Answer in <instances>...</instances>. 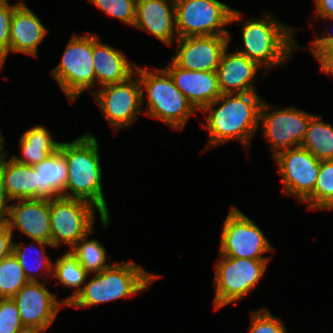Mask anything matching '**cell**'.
Listing matches in <instances>:
<instances>
[{
    "mask_svg": "<svg viewBox=\"0 0 333 333\" xmlns=\"http://www.w3.org/2000/svg\"><path fill=\"white\" fill-rule=\"evenodd\" d=\"M60 152L68 165L67 198L88 201L97 208L103 228L107 227L110 215L107 210L101 185L102 169L98 142L90 133L70 143H60Z\"/></svg>",
    "mask_w": 333,
    "mask_h": 333,
    "instance_id": "6da1fadb",
    "label": "cell"
},
{
    "mask_svg": "<svg viewBox=\"0 0 333 333\" xmlns=\"http://www.w3.org/2000/svg\"><path fill=\"white\" fill-rule=\"evenodd\" d=\"M222 94L201 111L211 113L206 118L205 128L209 131V145L217 146L229 140H239L244 145L259 127L260 106L263 100L255 92ZM222 101L216 110L212 107Z\"/></svg>",
    "mask_w": 333,
    "mask_h": 333,
    "instance_id": "7a4b0ae2",
    "label": "cell"
},
{
    "mask_svg": "<svg viewBox=\"0 0 333 333\" xmlns=\"http://www.w3.org/2000/svg\"><path fill=\"white\" fill-rule=\"evenodd\" d=\"M158 278L133 262H124L95 273L93 279L64 299L65 306L87 307L142 292Z\"/></svg>",
    "mask_w": 333,
    "mask_h": 333,
    "instance_id": "3957f363",
    "label": "cell"
},
{
    "mask_svg": "<svg viewBox=\"0 0 333 333\" xmlns=\"http://www.w3.org/2000/svg\"><path fill=\"white\" fill-rule=\"evenodd\" d=\"M242 31L245 49L238 52L260 67L282 64L295 49L296 44L292 38L294 30L274 21L270 16L245 23Z\"/></svg>",
    "mask_w": 333,
    "mask_h": 333,
    "instance_id": "277c9868",
    "label": "cell"
},
{
    "mask_svg": "<svg viewBox=\"0 0 333 333\" xmlns=\"http://www.w3.org/2000/svg\"><path fill=\"white\" fill-rule=\"evenodd\" d=\"M135 68L141 87L146 88L148 93V116L161 120L174 129L182 128L197 110L175 86L169 73L165 69L156 68L153 73L137 66Z\"/></svg>",
    "mask_w": 333,
    "mask_h": 333,
    "instance_id": "5b68a950",
    "label": "cell"
},
{
    "mask_svg": "<svg viewBox=\"0 0 333 333\" xmlns=\"http://www.w3.org/2000/svg\"><path fill=\"white\" fill-rule=\"evenodd\" d=\"M241 18L239 11L218 0H178L175 3L177 37L230 35L222 28Z\"/></svg>",
    "mask_w": 333,
    "mask_h": 333,
    "instance_id": "8992f818",
    "label": "cell"
},
{
    "mask_svg": "<svg viewBox=\"0 0 333 333\" xmlns=\"http://www.w3.org/2000/svg\"><path fill=\"white\" fill-rule=\"evenodd\" d=\"M216 264L215 309L248 295L263 276L268 260H255L220 255Z\"/></svg>",
    "mask_w": 333,
    "mask_h": 333,
    "instance_id": "52a82bcc",
    "label": "cell"
},
{
    "mask_svg": "<svg viewBox=\"0 0 333 333\" xmlns=\"http://www.w3.org/2000/svg\"><path fill=\"white\" fill-rule=\"evenodd\" d=\"M73 36L57 67L52 71L63 92L73 101L85 89L96 83L93 65V36Z\"/></svg>",
    "mask_w": 333,
    "mask_h": 333,
    "instance_id": "ba28073f",
    "label": "cell"
},
{
    "mask_svg": "<svg viewBox=\"0 0 333 333\" xmlns=\"http://www.w3.org/2000/svg\"><path fill=\"white\" fill-rule=\"evenodd\" d=\"M92 203L60 196L49 199L51 246L61 241L71 248L93 231L94 207Z\"/></svg>",
    "mask_w": 333,
    "mask_h": 333,
    "instance_id": "9c48e42d",
    "label": "cell"
},
{
    "mask_svg": "<svg viewBox=\"0 0 333 333\" xmlns=\"http://www.w3.org/2000/svg\"><path fill=\"white\" fill-rule=\"evenodd\" d=\"M220 244V255L255 260H269L262 254L273 249L255 222L235 207L226 218Z\"/></svg>",
    "mask_w": 333,
    "mask_h": 333,
    "instance_id": "30bf717a",
    "label": "cell"
},
{
    "mask_svg": "<svg viewBox=\"0 0 333 333\" xmlns=\"http://www.w3.org/2000/svg\"><path fill=\"white\" fill-rule=\"evenodd\" d=\"M270 105L262 102L259 121L263 120L264 137L274 148L273 158L290 148L300 147L305 137L310 119L314 116L297 108L270 111ZM268 111V112H267ZM293 146V147H292Z\"/></svg>",
    "mask_w": 333,
    "mask_h": 333,
    "instance_id": "8fae6325",
    "label": "cell"
},
{
    "mask_svg": "<svg viewBox=\"0 0 333 333\" xmlns=\"http://www.w3.org/2000/svg\"><path fill=\"white\" fill-rule=\"evenodd\" d=\"M129 77L121 83L103 86L104 89L92 92L105 117L113 126H130L137 118L143 104V90L139 78Z\"/></svg>",
    "mask_w": 333,
    "mask_h": 333,
    "instance_id": "7c38bea8",
    "label": "cell"
},
{
    "mask_svg": "<svg viewBox=\"0 0 333 333\" xmlns=\"http://www.w3.org/2000/svg\"><path fill=\"white\" fill-rule=\"evenodd\" d=\"M285 194L306 201L314 192L321 161L303 147L290 148L275 157Z\"/></svg>",
    "mask_w": 333,
    "mask_h": 333,
    "instance_id": "4fadbf2b",
    "label": "cell"
},
{
    "mask_svg": "<svg viewBox=\"0 0 333 333\" xmlns=\"http://www.w3.org/2000/svg\"><path fill=\"white\" fill-rule=\"evenodd\" d=\"M229 41L230 35L178 37L172 61L187 70L216 71Z\"/></svg>",
    "mask_w": 333,
    "mask_h": 333,
    "instance_id": "5bb4252c",
    "label": "cell"
},
{
    "mask_svg": "<svg viewBox=\"0 0 333 333\" xmlns=\"http://www.w3.org/2000/svg\"><path fill=\"white\" fill-rule=\"evenodd\" d=\"M39 281H29L12 298L19 310L23 326L46 331L54 321L60 304Z\"/></svg>",
    "mask_w": 333,
    "mask_h": 333,
    "instance_id": "9a60e30c",
    "label": "cell"
},
{
    "mask_svg": "<svg viewBox=\"0 0 333 333\" xmlns=\"http://www.w3.org/2000/svg\"><path fill=\"white\" fill-rule=\"evenodd\" d=\"M19 201L18 205H10L5 220L11 232L16 227L33 240L51 244L49 199Z\"/></svg>",
    "mask_w": 333,
    "mask_h": 333,
    "instance_id": "2e32d148",
    "label": "cell"
},
{
    "mask_svg": "<svg viewBox=\"0 0 333 333\" xmlns=\"http://www.w3.org/2000/svg\"><path fill=\"white\" fill-rule=\"evenodd\" d=\"M165 70L196 110H202L222 95L216 71L187 70L173 61Z\"/></svg>",
    "mask_w": 333,
    "mask_h": 333,
    "instance_id": "e0dca14e",
    "label": "cell"
},
{
    "mask_svg": "<svg viewBox=\"0 0 333 333\" xmlns=\"http://www.w3.org/2000/svg\"><path fill=\"white\" fill-rule=\"evenodd\" d=\"M227 49L216 69L221 94L255 92L250 82L260 66L238 51L227 54Z\"/></svg>",
    "mask_w": 333,
    "mask_h": 333,
    "instance_id": "ac0fdd59",
    "label": "cell"
},
{
    "mask_svg": "<svg viewBox=\"0 0 333 333\" xmlns=\"http://www.w3.org/2000/svg\"><path fill=\"white\" fill-rule=\"evenodd\" d=\"M175 20L174 3L170 5L167 0L136 1L134 27L148 31L167 45H171L174 38L173 28L176 26Z\"/></svg>",
    "mask_w": 333,
    "mask_h": 333,
    "instance_id": "d6986e66",
    "label": "cell"
},
{
    "mask_svg": "<svg viewBox=\"0 0 333 333\" xmlns=\"http://www.w3.org/2000/svg\"><path fill=\"white\" fill-rule=\"evenodd\" d=\"M40 19L21 2L13 11L10 25V51L37 57V48L47 33Z\"/></svg>",
    "mask_w": 333,
    "mask_h": 333,
    "instance_id": "ffe728a7",
    "label": "cell"
},
{
    "mask_svg": "<svg viewBox=\"0 0 333 333\" xmlns=\"http://www.w3.org/2000/svg\"><path fill=\"white\" fill-rule=\"evenodd\" d=\"M92 59L96 82L101 87L121 83L133 75L128 60L117 50L99 42V36L94 35Z\"/></svg>",
    "mask_w": 333,
    "mask_h": 333,
    "instance_id": "44dd1931",
    "label": "cell"
},
{
    "mask_svg": "<svg viewBox=\"0 0 333 333\" xmlns=\"http://www.w3.org/2000/svg\"><path fill=\"white\" fill-rule=\"evenodd\" d=\"M34 168L37 174V199L66 197L68 165L60 148Z\"/></svg>",
    "mask_w": 333,
    "mask_h": 333,
    "instance_id": "7402d4cb",
    "label": "cell"
},
{
    "mask_svg": "<svg viewBox=\"0 0 333 333\" xmlns=\"http://www.w3.org/2000/svg\"><path fill=\"white\" fill-rule=\"evenodd\" d=\"M5 157V153L0 155V169L11 201L37 199V174L34 166L21 164L13 158L6 161Z\"/></svg>",
    "mask_w": 333,
    "mask_h": 333,
    "instance_id": "603a6c76",
    "label": "cell"
},
{
    "mask_svg": "<svg viewBox=\"0 0 333 333\" xmlns=\"http://www.w3.org/2000/svg\"><path fill=\"white\" fill-rule=\"evenodd\" d=\"M59 142L52 139L45 127L35 126L27 130L21 137L20 148L23 158H12L21 163L35 166L59 149Z\"/></svg>",
    "mask_w": 333,
    "mask_h": 333,
    "instance_id": "cb8c5ba5",
    "label": "cell"
},
{
    "mask_svg": "<svg viewBox=\"0 0 333 333\" xmlns=\"http://www.w3.org/2000/svg\"><path fill=\"white\" fill-rule=\"evenodd\" d=\"M321 116L310 119L301 147L320 161L333 159V127L321 121Z\"/></svg>",
    "mask_w": 333,
    "mask_h": 333,
    "instance_id": "d4e9b609",
    "label": "cell"
},
{
    "mask_svg": "<svg viewBox=\"0 0 333 333\" xmlns=\"http://www.w3.org/2000/svg\"><path fill=\"white\" fill-rule=\"evenodd\" d=\"M88 236L89 234L82 237L71 248V251L77 256L78 262L89 274L90 272L99 273L110 266L105 263L106 251L97 240L87 239Z\"/></svg>",
    "mask_w": 333,
    "mask_h": 333,
    "instance_id": "484cf974",
    "label": "cell"
},
{
    "mask_svg": "<svg viewBox=\"0 0 333 333\" xmlns=\"http://www.w3.org/2000/svg\"><path fill=\"white\" fill-rule=\"evenodd\" d=\"M28 282L13 252L0 260V298H12Z\"/></svg>",
    "mask_w": 333,
    "mask_h": 333,
    "instance_id": "4316f807",
    "label": "cell"
},
{
    "mask_svg": "<svg viewBox=\"0 0 333 333\" xmlns=\"http://www.w3.org/2000/svg\"><path fill=\"white\" fill-rule=\"evenodd\" d=\"M305 202L312 209H333V159L321 161L314 192Z\"/></svg>",
    "mask_w": 333,
    "mask_h": 333,
    "instance_id": "83f0119b",
    "label": "cell"
},
{
    "mask_svg": "<svg viewBox=\"0 0 333 333\" xmlns=\"http://www.w3.org/2000/svg\"><path fill=\"white\" fill-rule=\"evenodd\" d=\"M53 267L52 274L58 282L71 288L81 287L89 274L71 250L57 259Z\"/></svg>",
    "mask_w": 333,
    "mask_h": 333,
    "instance_id": "f1b7e54d",
    "label": "cell"
},
{
    "mask_svg": "<svg viewBox=\"0 0 333 333\" xmlns=\"http://www.w3.org/2000/svg\"><path fill=\"white\" fill-rule=\"evenodd\" d=\"M100 10L134 26L137 0H90Z\"/></svg>",
    "mask_w": 333,
    "mask_h": 333,
    "instance_id": "f546056e",
    "label": "cell"
},
{
    "mask_svg": "<svg viewBox=\"0 0 333 333\" xmlns=\"http://www.w3.org/2000/svg\"><path fill=\"white\" fill-rule=\"evenodd\" d=\"M34 243H36L37 245L42 246V249L40 248L36 252V253H38V256L40 255L41 257H39L37 259V261H36L37 264H34V265L35 266L38 265L39 268H40V266H42V267L44 266L45 269H47V271L50 270L51 275H52L53 264L51 263L50 258L47 255H45V245L51 246V244L45 243V242H42V241H38V240H34ZM26 249H28V248L26 247V248L22 249V247L19 243L15 244L13 242V251L12 252L17 257L21 267L23 268V271H24V274H25L26 278L29 281H38V279L35 278L36 276H34V275H36L35 272L32 273L31 268L34 267V265L31 266V265L28 264V259H27L28 255L26 253V251H27Z\"/></svg>",
    "mask_w": 333,
    "mask_h": 333,
    "instance_id": "4dcf8cb0",
    "label": "cell"
},
{
    "mask_svg": "<svg viewBox=\"0 0 333 333\" xmlns=\"http://www.w3.org/2000/svg\"><path fill=\"white\" fill-rule=\"evenodd\" d=\"M23 324L13 298H0V333H16Z\"/></svg>",
    "mask_w": 333,
    "mask_h": 333,
    "instance_id": "1f68e13d",
    "label": "cell"
},
{
    "mask_svg": "<svg viewBox=\"0 0 333 333\" xmlns=\"http://www.w3.org/2000/svg\"><path fill=\"white\" fill-rule=\"evenodd\" d=\"M249 333H286V327L280 318L263 308L253 312Z\"/></svg>",
    "mask_w": 333,
    "mask_h": 333,
    "instance_id": "d6a6232c",
    "label": "cell"
},
{
    "mask_svg": "<svg viewBox=\"0 0 333 333\" xmlns=\"http://www.w3.org/2000/svg\"><path fill=\"white\" fill-rule=\"evenodd\" d=\"M9 5L8 1L0 5V58L3 63L10 52V25L14 9L20 4Z\"/></svg>",
    "mask_w": 333,
    "mask_h": 333,
    "instance_id": "836d02e7",
    "label": "cell"
},
{
    "mask_svg": "<svg viewBox=\"0 0 333 333\" xmlns=\"http://www.w3.org/2000/svg\"><path fill=\"white\" fill-rule=\"evenodd\" d=\"M12 232L5 222H0V260L13 251Z\"/></svg>",
    "mask_w": 333,
    "mask_h": 333,
    "instance_id": "e575fe53",
    "label": "cell"
},
{
    "mask_svg": "<svg viewBox=\"0 0 333 333\" xmlns=\"http://www.w3.org/2000/svg\"><path fill=\"white\" fill-rule=\"evenodd\" d=\"M316 59L321 64V70L331 74L333 72V44H330Z\"/></svg>",
    "mask_w": 333,
    "mask_h": 333,
    "instance_id": "d590c367",
    "label": "cell"
},
{
    "mask_svg": "<svg viewBox=\"0 0 333 333\" xmlns=\"http://www.w3.org/2000/svg\"><path fill=\"white\" fill-rule=\"evenodd\" d=\"M7 201H11V199L6 192L3 176L0 169V222H5L6 220V217L4 216H7L8 209L10 207V204L7 205Z\"/></svg>",
    "mask_w": 333,
    "mask_h": 333,
    "instance_id": "8d00e7d4",
    "label": "cell"
},
{
    "mask_svg": "<svg viewBox=\"0 0 333 333\" xmlns=\"http://www.w3.org/2000/svg\"><path fill=\"white\" fill-rule=\"evenodd\" d=\"M333 20V17L328 18ZM330 44H333V36H326L312 41L311 51L313 52L315 58H317Z\"/></svg>",
    "mask_w": 333,
    "mask_h": 333,
    "instance_id": "74e56055",
    "label": "cell"
},
{
    "mask_svg": "<svg viewBox=\"0 0 333 333\" xmlns=\"http://www.w3.org/2000/svg\"><path fill=\"white\" fill-rule=\"evenodd\" d=\"M316 10L320 18L333 17V0H316Z\"/></svg>",
    "mask_w": 333,
    "mask_h": 333,
    "instance_id": "f35d334b",
    "label": "cell"
},
{
    "mask_svg": "<svg viewBox=\"0 0 333 333\" xmlns=\"http://www.w3.org/2000/svg\"><path fill=\"white\" fill-rule=\"evenodd\" d=\"M40 332L42 333L44 332V330L35 327L23 326L16 333H40Z\"/></svg>",
    "mask_w": 333,
    "mask_h": 333,
    "instance_id": "ab89813d",
    "label": "cell"
},
{
    "mask_svg": "<svg viewBox=\"0 0 333 333\" xmlns=\"http://www.w3.org/2000/svg\"><path fill=\"white\" fill-rule=\"evenodd\" d=\"M4 147V142H3V139H2V135H1V132H0V155H1V152H2V148Z\"/></svg>",
    "mask_w": 333,
    "mask_h": 333,
    "instance_id": "60d3db41",
    "label": "cell"
},
{
    "mask_svg": "<svg viewBox=\"0 0 333 333\" xmlns=\"http://www.w3.org/2000/svg\"><path fill=\"white\" fill-rule=\"evenodd\" d=\"M7 0H0V5L3 4V3H6Z\"/></svg>",
    "mask_w": 333,
    "mask_h": 333,
    "instance_id": "b9f144b4",
    "label": "cell"
},
{
    "mask_svg": "<svg viewBox=\"0 0 333 333\" xmlns=\"http://www.w3.org/2000/svg\"><path fill=\"white\" fill-rule=\"evenodd\" d=\"M3 61H2V59L0 58V68L3 66Z\"/></svg>",
    "mask_w": 333,
    "mask_h": 333,
    "instance_id": "7bdbcfd3",
    "label": "cell"
},
{
    "mask_svg": "<svg viewBox=\"0 0 333 333\" xmlns=\"http://www.w3.org/2000/svg\"><path fill=\"white\" fill-rule=\"evenodd\" d=\"M177 1H178V0H172V2H171V3H174V4H175Z\"/></svg>",
    "mask_w": 333,
    "mask_h": 333,
    "instance_id": "ee69618b",
    "label": "cell"
}]
</instances>
